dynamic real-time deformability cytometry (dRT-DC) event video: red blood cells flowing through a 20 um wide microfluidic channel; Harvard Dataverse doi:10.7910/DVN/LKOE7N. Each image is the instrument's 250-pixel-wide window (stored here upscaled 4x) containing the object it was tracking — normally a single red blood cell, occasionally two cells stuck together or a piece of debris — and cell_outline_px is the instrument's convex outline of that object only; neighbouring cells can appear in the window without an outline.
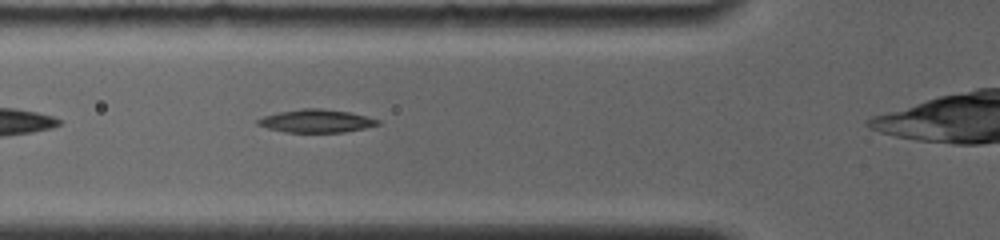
{"species": "common noctule bat (a hibernating species)", "species_latin": "Nyctalus noctula", "temperature_condition": "room temperature", "stored_images_in_passage": 33, "camera_frame_rate_fps": 4000, "um_per_image_px": 0.085, "animal": {"sex": "female", "body_mass_g": 19.0, "forearm_length_mm": 56.7}, "frame": {"image": 1, "passage_image": 5, "time_ms": 1.0, "image_size_px": [1000, 240], "cell_outline_px": [[380, 124], [364, 128], [344, 132], [284, 132], [268, 128], [256, 124], [256, 120], [264, 116], [280, 112], [304, 108], [320, 108], [348, 112], [380, 120]], "centroid_in_image_um": [26.86, 10.29], "position_along_channel_um": 98.9, "area_um2": 15.9}}
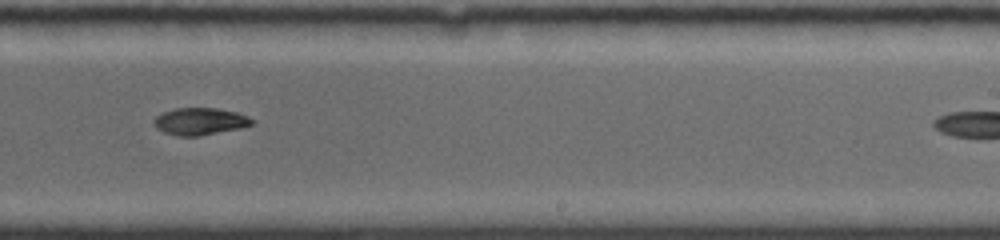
{"frame": {"image": 2, "passage_image": 15, "time_ms": 5.5, "image_size_px": [1000, 240], "cell_outline_px": [[256, 120], [252, 124], [240, 128], [200, 136], [176, 136], [164, 132], [156, 128], [152, 124], [152, 120], [156, 116], [164, 112], [176, 108], [216, 108], [236, 112], [248, 116]], "centroid_in_image_um": [16.98, 10.32], "position_along_channel_um": 272.0, "area_um2": 15.61}}
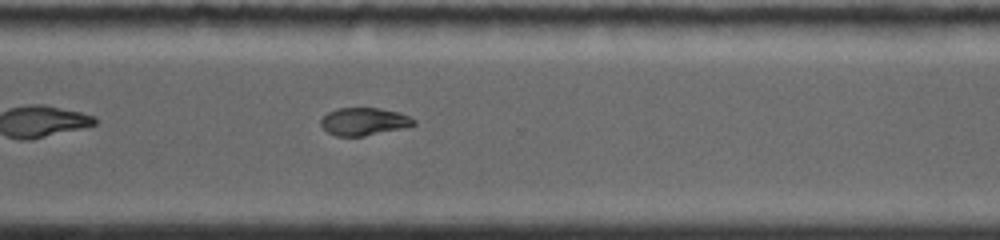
{"frame": {"image": 3, "passage_image": 24, "time_ms": 7.25, "image_size_px": [1000, 240], "cell_outline_px": [[416, 124], [400, 128], [364, 136], [336, 136], [328, 132], [320, 124], [320, 120], [328, 112], [340, 108], [380, 108], [396, 112], [408, 116], [416, 120]], "centroid_in_image_um": [30.91, 10.33], "position_along_channel_um": 339.7, "area_um2": 14.68}}